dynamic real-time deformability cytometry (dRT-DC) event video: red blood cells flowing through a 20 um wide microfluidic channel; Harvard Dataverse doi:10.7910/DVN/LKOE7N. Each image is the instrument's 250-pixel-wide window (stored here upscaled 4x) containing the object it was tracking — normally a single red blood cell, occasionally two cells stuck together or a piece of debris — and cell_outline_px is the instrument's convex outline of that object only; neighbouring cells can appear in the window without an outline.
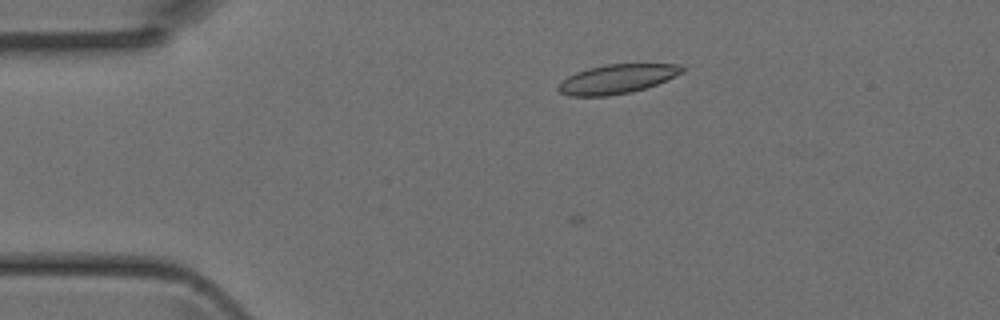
{"species": "Egyptian fruit bat (a non-hibernating species)", "species_latin": "Rousettus aegyptiacus", "temperature_condition": "room temperature", "stored_images_in_passage": 4, "camera_frame_rate_fps": 3000, "um_per_image_px": 0.085, "animal": {"sex": "female"}, "frame": {"image": 1, "passage_image": 3, "time_ms": 0.667, "image_size_px": [1000, 320], "cell_outline_px": [[684, 72], [676, 76], [656, 84], [632, 92], [608, 96], [568, 96], [560, 92], [556, 88], [568, 76], [576, 72], [588, 68], [608, 64], [676, 64], [684, 68]], "centroid_in_image_um": [52.44, 6.72], "position_along_channel_um": 32.6, "area_um2": 20.92}}